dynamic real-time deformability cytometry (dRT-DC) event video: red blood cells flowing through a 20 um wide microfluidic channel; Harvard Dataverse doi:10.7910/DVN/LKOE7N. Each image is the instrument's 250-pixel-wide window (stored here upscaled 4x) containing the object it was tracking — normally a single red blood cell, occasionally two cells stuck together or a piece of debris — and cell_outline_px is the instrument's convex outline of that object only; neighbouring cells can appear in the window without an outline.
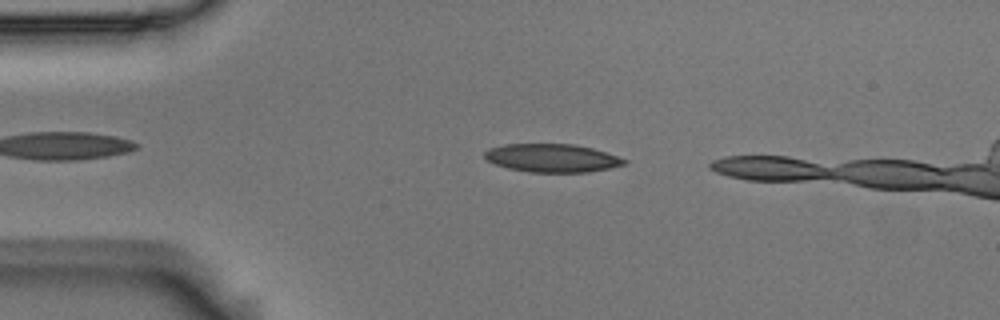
{"species": "Egyptian fruit bat (a non-hibernating species)", "species_latin": "Rousettus aegyptiacus", "temperature_condition": "room temperature", "stored_images_in_passage": 4, "camera_frame_rate_fps": 3000, "um_per_image_px": 0.085, "animal": {"sex": "male"}, "frame": {"image": 1, "passage_image": 2, "time_ms": 0.333, "image_size_px": [1000, 320], "cell_outline_px": [[628, 164], [588, 172], [528, 172], [508, 168], [496, 164], [488, 160], [484, 156], [484, 152], [488, 148], [504, 144], [576, 144], [592, 148], [628, 160]], "centroid_in_image_um": [46.92, 13.43], "position_along_channel_um": 38.1, "area_um2": 22.95}}